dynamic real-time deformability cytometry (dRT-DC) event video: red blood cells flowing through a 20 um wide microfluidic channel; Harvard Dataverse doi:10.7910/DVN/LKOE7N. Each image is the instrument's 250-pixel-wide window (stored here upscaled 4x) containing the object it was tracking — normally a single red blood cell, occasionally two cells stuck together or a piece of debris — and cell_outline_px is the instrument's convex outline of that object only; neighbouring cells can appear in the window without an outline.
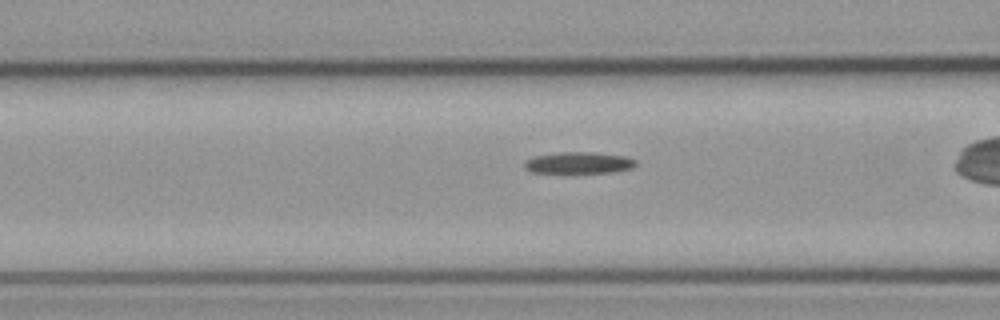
{"species": "common noctule bat (a hibernating species)", "species_latin": "Nyctalus noctula", "temperature_condition": "cold", "stored_images_in_passage": 34, "camera_frame_rate_fps": 3000, "um_per_image_px": 0.085, "animal": {"sex": "male", "body_mass_g": 23.1, "forearm_length_mm": 52.7}, "frame": {"image": 1, "passage_image": 13, "time_ms": 4.0, "image_size_px": [1000, 320], "cell_outline_px": [[636, 164], [632, 168], [616, 172], [532, 172], [524, 168], [524, 164], [532, 156], [560, 152], [592, 152], [624, 156], [636, 160]], "centroid_in_image_um": [49.2, 13.83], "position_along_channel_um": 117.4, "area_um2": 13.81}}
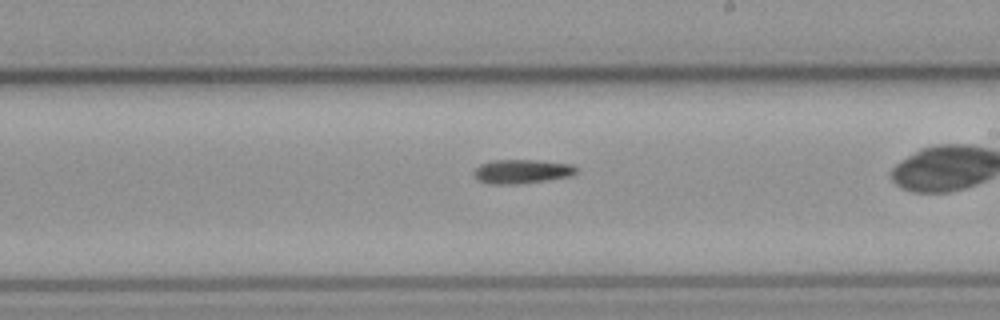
{"frame": {"image": 2, "passage_image": 23, "time_ms": 7.333, "image_size_px": [1000, 320], "cell_outline_px": [[576, 172], [568, 176], [544, 180], [516, 184], [488, 184], [480, 180], [472, 172], [480, 164], [496, 160], [536, 160], [572, 164], [576, 168]], "centroid_in_image_um": [44.32, 14.56], "position_along_channel_um": 244.7, "area_um2": 14.05}}
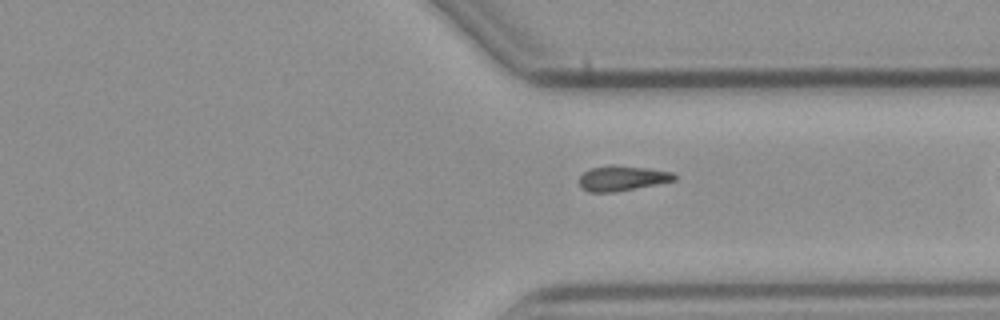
{"frame": {"image": 3, "passage_image": 32, "time_ms": 10.333, "image_size_px": [1000, 320], "cell_outline_px": [[676, 180], [612, 192], [588, 192], [580, 188], [580, 176], [584, 172], [592, 168], [612, 164], [648, 168], [672, 172], [676, 176]], "centroid_in_image_um": [52.85, 15.14], "position_along_channel_um": 358.5, "area_um2": 13.76}}